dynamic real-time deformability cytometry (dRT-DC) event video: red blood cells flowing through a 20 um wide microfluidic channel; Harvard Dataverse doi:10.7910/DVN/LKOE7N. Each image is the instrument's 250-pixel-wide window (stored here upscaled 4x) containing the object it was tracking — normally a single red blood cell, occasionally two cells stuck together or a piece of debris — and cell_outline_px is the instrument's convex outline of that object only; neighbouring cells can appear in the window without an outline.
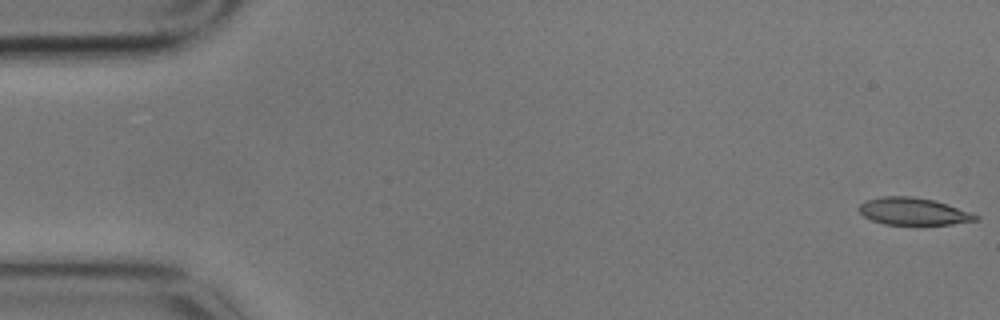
{"species": "common noctule bat (a hibernating species)", "species_latin": "Nyctalus noctula", "temperature_condition": "cold", "stored_images_in_passage": 6, "camera_frame_rate_fps": 3000, "um_per_image_px": 0.085, "animal": {"sex": "male", "body_mass_g": 17.9}, "frame": {"image": 1, "passage_image": 1, "time_ms": 0.0, "image_size_px": [1000, 320], "cell_outline_px": [[980, 220], [952, 224], [916, 228], [884, 224], [872, 220], [864, 216], [860, 212], [860, 204], [864, 200], [880, 196], [912, 196], [932, 200], [980, 216]], "centroid_in_image_um": [77.61, 18.02], "position_along_channel_um": 7.4, "area_um2": 19.19}}